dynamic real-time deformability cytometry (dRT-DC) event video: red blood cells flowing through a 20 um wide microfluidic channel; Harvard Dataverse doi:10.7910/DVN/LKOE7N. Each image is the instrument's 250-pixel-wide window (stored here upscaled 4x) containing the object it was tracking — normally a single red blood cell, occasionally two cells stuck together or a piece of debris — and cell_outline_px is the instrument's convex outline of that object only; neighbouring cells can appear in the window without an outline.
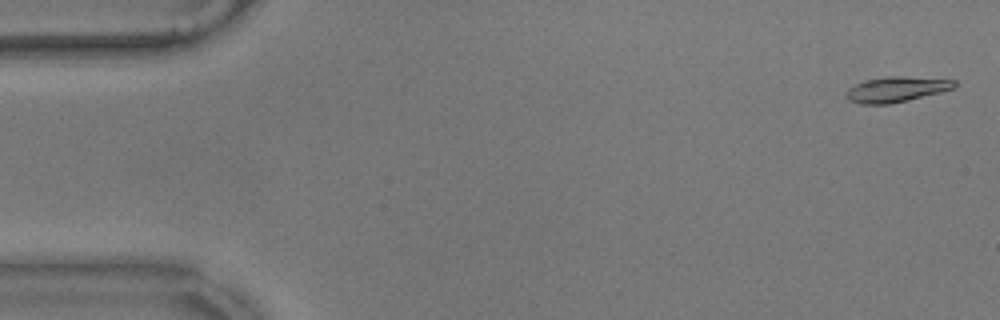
{"species": "common noctule bat (a hibernating species)", "species_latin": "Nyctalus noctula", "temperature_condition": "warm", "stored_images_in_passage": 56, "camera_frame_rate_fps": 3000, "um_per_image_px": 0.085, "animal": {"sex": "male", "body_mass_g": 17.9}, "frame": {"image": 1, "passage_image": 2, "time_ms": 0.333, "image_size_px": [1000, 320], "cell_outline_px": [[956, 88], [908, 100], [888, 104], [860, 104], [848, 100], [848, 88], [856, 84], [868, 80], [888, 76], [904, 76], [956, 80]], "centroid_in_image_um": [76.23, 7.59], "position_along_channel_um": 8.8, "area_um2": 15.78}}
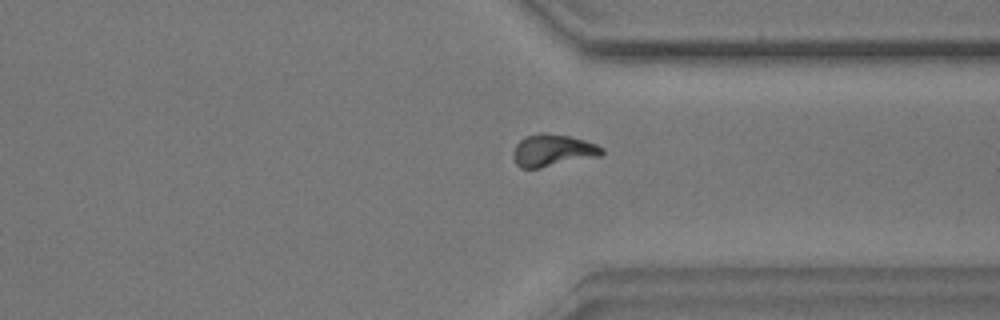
{"frame": {"image": 2, "passage_image": 43, "time_ms": 14.0, "image_size_px": [1000, 320], "cell_outline_px": [[604, 152], [600, 156], [540, 168], [520, 168], [516, 164], [512, 156], [512, 152], [516, 144], [524, 136], [540, 132], [544, 132], [568, 136], [584, 140], [596, 144], [604, 148]], "centroid_in_image_um": [46.96, 12.78], "position_along_channel_um": 364.4, "area_um2": 16.76}}
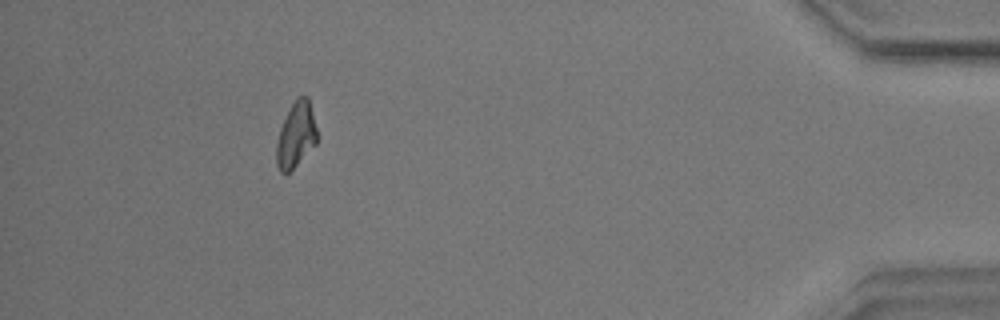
{"frame": {"image": 3, "passage_image": 52, "time_ms": 17.0, "image_size_px": [1000, 320], "cell_outline_px": [[316, 144], [288, 172], [280, 172], [276, 164], [276, 144], [280, 128], [296, 96], [308, 96], [316, 128]], "centroid_in_image_um": [25.14, 11.45], "position_along_channel_um": 410.1, "area_um2": 15.09}}